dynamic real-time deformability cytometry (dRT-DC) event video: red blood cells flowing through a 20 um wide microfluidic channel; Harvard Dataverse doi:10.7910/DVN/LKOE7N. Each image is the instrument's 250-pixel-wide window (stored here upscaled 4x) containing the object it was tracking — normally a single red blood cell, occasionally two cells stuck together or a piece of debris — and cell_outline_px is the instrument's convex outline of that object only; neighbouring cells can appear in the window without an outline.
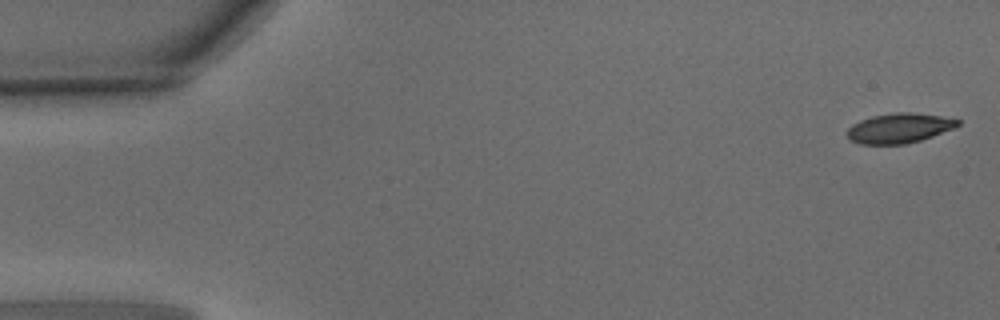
{"species": "common noctule bat (a hibernating species)", "species_latin": "Nyctalus noctula", "temperature_condition": "warm", "stored_images_in_passage": 48, "camera_frame_rate_fps": 3000, "um_per_image_px": 0.085, "animal": {"sex": "male", "body_mass_g": 15.6}, "frame": {"image": 1, "passage_image": 1, "time_ms": 0.0, "image_size_px": [1000, 320], "cell_outline_px": [[960, 124], [952, 128], [932, 136], [920, 140], [904, 144], [860, 144], [852, 140], [844, 132], [852, 124], [860, 120], [872, 116], [896, 112], [912, 112], [940, 116], [960, 120]], "centroid_in_image_um": [76.39, 10.88], "position_along_channel_um": 8.6, "area_um2": 19.07}}
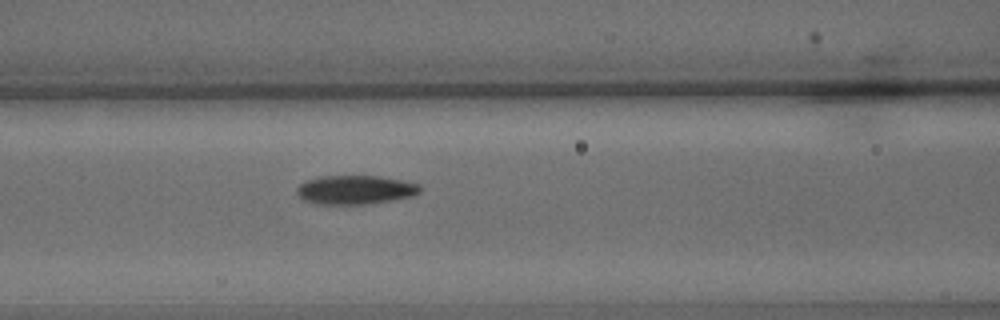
{"frame": {"image": 2, "passage_image": 20, "time_ms": 6.333, "image_size_px": [1000, 320], "cell_outline_px": [[420, 192], [412, 196], [364, 204], [316, 204], [304, 200], [296, 192], [296, 188], [304, 180], [320, 176], [380, 176], [420, 184]], "centroid_in_image_um": [30.15, 16.12], "position_along_channel_um": 136.5, "area_um2": 20.63}}
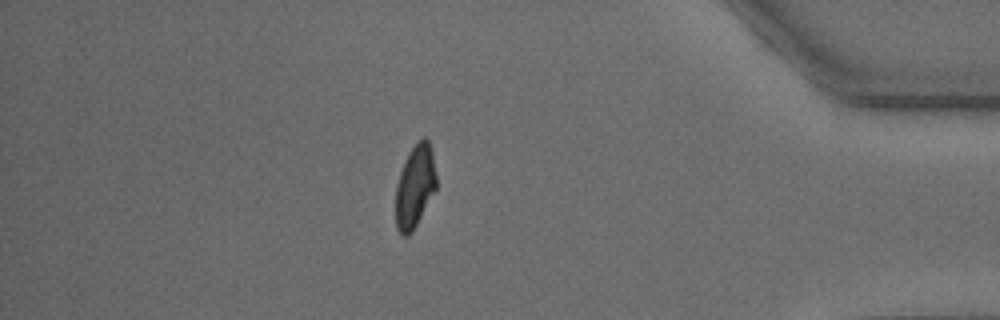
{"frame": {"image": 3, "passage_image": 42, "time_ms": 13.667, "image_size_px": [1000, 320], "cell_outline_px": [[436, 188], [412, 232], [408, 236], [404, 236], [396, 228], [396, 184], [404, 160], [408, 152], [424, 136], [428, 140], [432, 152], [436, 176]], "centroid_in_image_um": [35.25, 15.84], "position_along_channel_um": 399.9, "area_um2": 19.36}, "authors_computed_cell_mechanics": {"area_um2": 20.3745, "velocity_mm_per_s": 4.1184, "shape_relaxation_time_tau1_ms": 3.3331, "shape_relaxation_time_tau2_ms": 1.883, "deformation_change_tau1": 0.1493, "deformation_change_tau2": 0.0717}}